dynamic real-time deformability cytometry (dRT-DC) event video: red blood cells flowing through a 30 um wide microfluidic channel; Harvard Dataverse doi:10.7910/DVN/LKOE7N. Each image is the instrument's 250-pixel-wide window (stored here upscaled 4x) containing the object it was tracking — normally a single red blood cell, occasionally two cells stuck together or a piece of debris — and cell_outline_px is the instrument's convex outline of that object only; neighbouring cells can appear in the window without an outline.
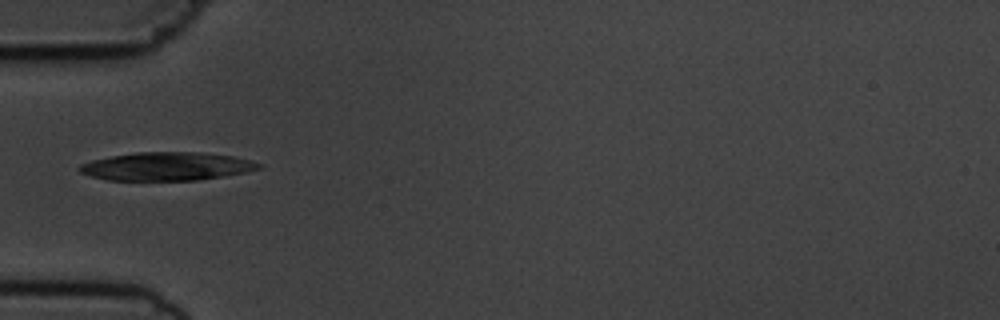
{"species": "common noctule bat (a hibernating species)", "species_latin": "Nyctalus noctula", "temperature_condition": "cold", "stored_images_in_passage": 4, "camera_frame_rate_fps": 3000, "um_per_image_px": 0.085, "animal": {"sex": "male", "body_mass_g": 19.5, "forearm_length_mm": 54.6}, "frame": {"image": 1, "passage_image": 1, "time_ms": 0.0, "image_size_px": [1000, 320], "cell_outline_px": [[264, 164], [260, 168], [244, 172], [224, 176], [196, 180], [108, 180], [92, 176], [80, 172], [76, 168], [80, 164], [92, 160], [112, 156], [136, 152], [200, 152], [232, 156], [252, 160]], "centroid_in_image_um": [14.17, 14.13], "position_along_channel_um": 70.8, "area_um2": 29.48}}
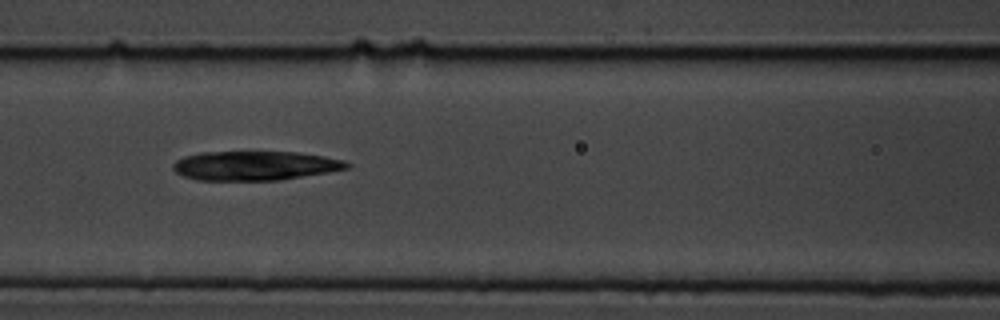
{"frame": {"image": 2, "passage_image": 3, "time_ms": 2.0, "image_size_px": [1000, 320], "cell_outline_px": [[352, 164], [348, 168], [328, 172], [276, 180], [196, 180], [184, 176], [176, 172], [172, 168], [172, 164], [176, 160], [184, 156], [200, 152], [296, 152], [324, 156], [344, 160]], "centroid_in_image_um": [21.65, 14.07], "position_along_channel_um": 145.0, "area_um2": 29.54}}
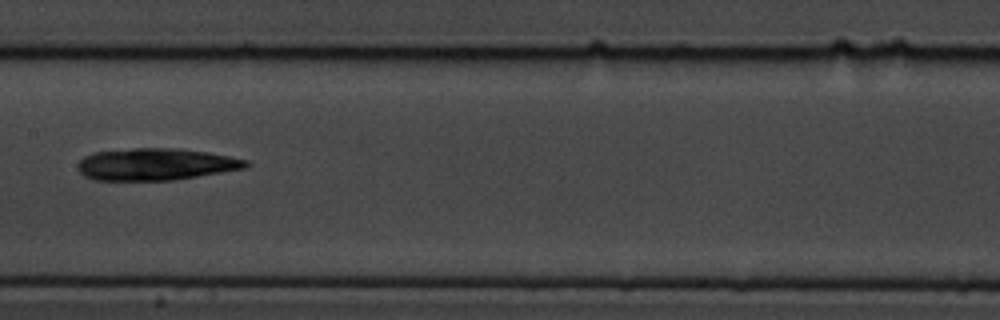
{"frame": {"image": 3, "passage_image": 4, "time_ms": 3.333, "image_size_px": [1000, 320], "cell_outline_px": [[252, 164], [244, 168], [176, 180], [92, 180], [84, 176], [76, 168], [76, 164], [84, 156], [92, 152], [132, 148], [180, 148], [208, 152], [248, 160]], "centroid_in_image_um": [13.2, 13.96], "position_along_channel_um": 194.2, "area_um2": 31.62}}